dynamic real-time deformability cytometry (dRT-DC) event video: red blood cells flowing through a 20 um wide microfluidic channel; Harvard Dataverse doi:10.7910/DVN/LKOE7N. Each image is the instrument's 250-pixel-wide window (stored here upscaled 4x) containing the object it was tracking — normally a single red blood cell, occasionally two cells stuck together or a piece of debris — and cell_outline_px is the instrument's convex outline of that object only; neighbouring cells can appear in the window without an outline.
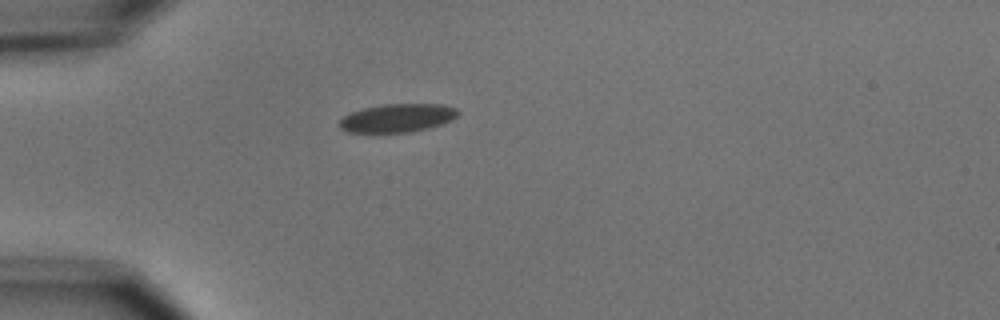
{"species": "common noctule bat (a hibernating species)", "species_latin": "Nyctalus noctula", "temperature_condition": "cold", "stored_images_in_passage": 3, "camera_frame_rate_fps": 3000, "um_per_image_px": 0.085, "animal": {"sex": "male", "body_mass_g": 15.6}, "frame": {"image": 1, "passage_image": 2, "time_ms": 2.333, "image_size_px": [1000, 320], "cell_outline_px": [[460, 112], [452, 120], [428, 128], [408, 132], [348, 132], [340, 128], [340, 120], [344, 116], [352, 112], [364, 108], [380, 104], [440, 104], [456, 108]], "centroid_in_image_um": [33.79, 10.02], "position_along_channel_um": 51.2, "area_um2": 19.42}}